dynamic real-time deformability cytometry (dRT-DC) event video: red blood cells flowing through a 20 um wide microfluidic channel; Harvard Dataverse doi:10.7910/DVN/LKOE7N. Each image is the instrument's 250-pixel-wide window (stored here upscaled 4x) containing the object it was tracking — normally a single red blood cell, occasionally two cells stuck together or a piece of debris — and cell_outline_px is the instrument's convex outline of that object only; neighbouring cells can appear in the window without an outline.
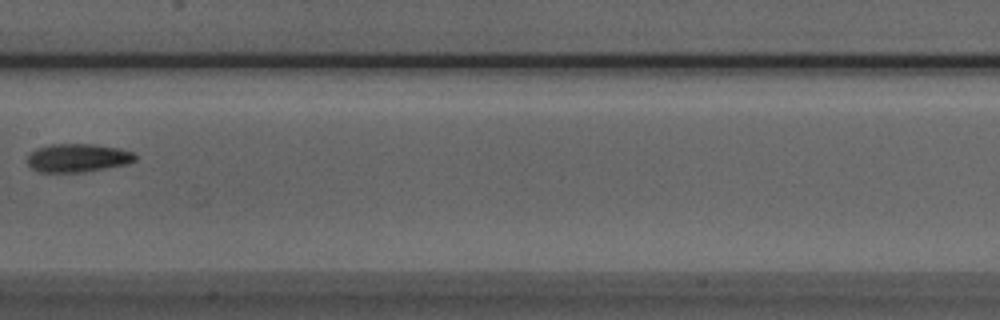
{"species": "Egyptian fruit bat (a non-hibernating species)", "species_latin": "Rousettus aegyptiacus", "temperature_condition": "room temperature", "stored_images_in_passage": 8, "camera_frame_rate_fps": 3000, "um_per_image_px": 0.085, "animal": {"sex": "male"}, "frame": {"image": 1, "passage_image": 7, "time_ms": 2.0, "image_size_px": [1000, 320], "cell_outline_px": [[136, 160], [128, 164], [84, 172], [40, 172], [32, 168], [28, 164], [28, 156], [36, 148], [52, 144], [96, 144], [120, 148], [132, 152], [136, 156]], "centroid_in_image_um": [6.64, 13.42], "position_along_channel_um": 200.8, "area_um2": 17.86}}
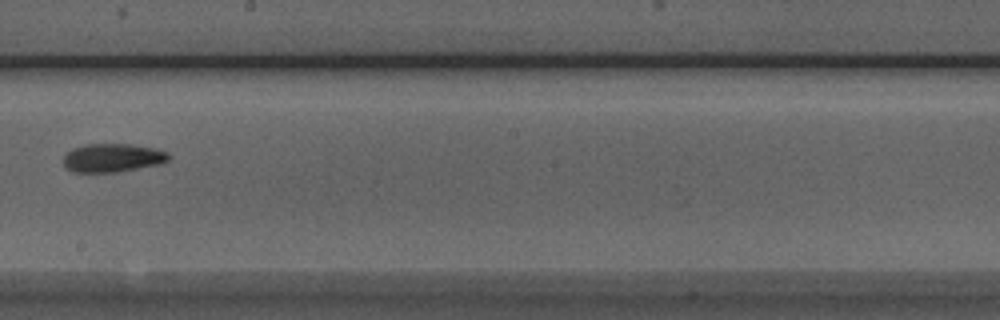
{"frame": {"image": 2, "passage_image": 8, "time_ms": 2.333, "image_size_px": [1000, 320], "cell_outline_px": [[172, 156], [168, 160], [160, 164], [116, 172], [72, 172], [64, 168], [64, 156], [72, 148], [84, 144], [128, 144], [156, 148], [168, 152]], "centroid_in_image_um": [9.57, 13.41], "position_along_channel_um": 238.6, "area_um2": 17.63}}